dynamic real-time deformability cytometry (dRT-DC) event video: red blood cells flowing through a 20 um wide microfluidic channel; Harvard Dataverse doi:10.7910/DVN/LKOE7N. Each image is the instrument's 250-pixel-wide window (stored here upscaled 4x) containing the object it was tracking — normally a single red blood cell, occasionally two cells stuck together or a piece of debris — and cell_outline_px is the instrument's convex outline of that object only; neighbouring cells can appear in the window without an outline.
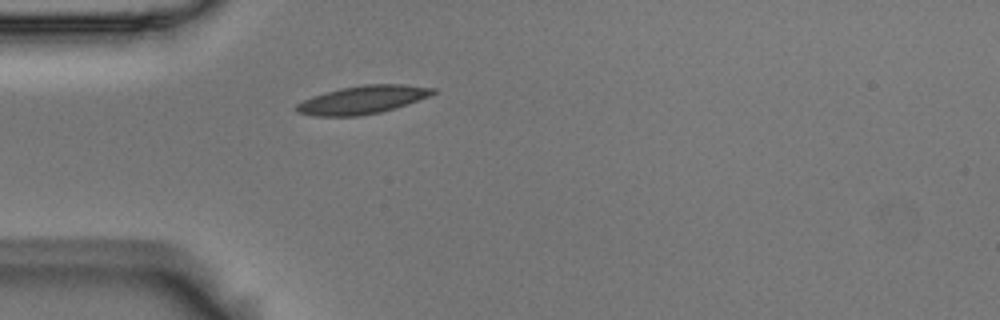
{"species": "Egyptian fruit bat (a non-hibernating species)", "species_latin": "Rousettus aegyptiacus", "temperature_condition": "room temperature", "stored_images_in_passage": 5, "camera_frame_rate_fps": 3000, "um_per_image_px": 0.085, "animal": {"sex": "male"}, "frame": {"image": 1, "passage_image": 5, "time_ms": 1.333, "image_size_px": [1000, 320], "cell_outline_px": [[436, 92], [428, 96], [380, 112], [360, 116], [316, 116], [296, 112], [296, 104], [312, 96], [324, 92], [340, 88], [364, 84], [400, 84], [436, 88]], "centroid_in_image_um": [30.76, 8.47], "position_along_channel_um": 54.2, "area_um2": 22.08}}